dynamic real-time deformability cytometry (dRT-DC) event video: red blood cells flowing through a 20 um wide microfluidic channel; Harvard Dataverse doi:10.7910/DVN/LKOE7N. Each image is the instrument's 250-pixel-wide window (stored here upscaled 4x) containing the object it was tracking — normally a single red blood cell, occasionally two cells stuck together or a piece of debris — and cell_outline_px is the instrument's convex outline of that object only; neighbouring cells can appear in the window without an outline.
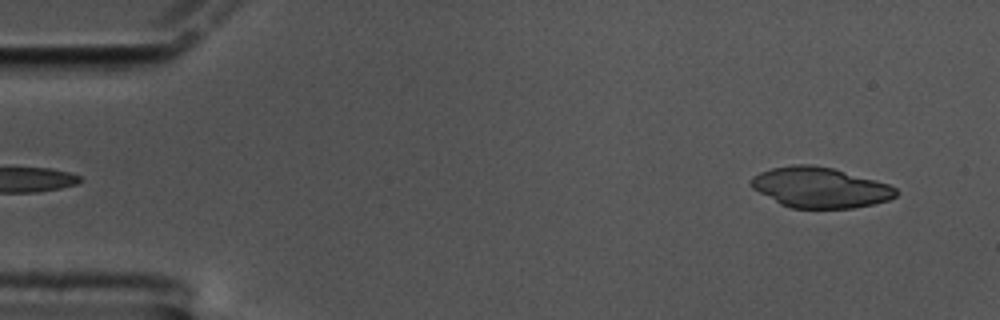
{"species": "common noctule bat (a hibernating species)", "species_latin": "Nyctalus noctula", "temperature_condition": "cold", "stored_images_in_passage": 56, "camera_frame_rate_fps": 3000, "um_per_image_px": 0.085, "animal": {"sex": "male", "body_mass_g": 17.5, "forearm_length_mm": 52.3}, "frame": {"image": 1, "passage_image": 2, "time_ms": 0.333, "image_size_px": [1000, 320], "cell_outline_px": [[896, 196], [888, 200], [872, 204], [852, 208], [792, 208], [780, 204], [752, 188], [748, 180], [752, 176], [760, 172], [772, 168], [792, 164], [812, 164], [832, 168], [876, 180], [888, 184], [896, 188]], "centroid_in_image_um": [69.66, 15.93], "position_along_channel_um": 15.3, "area_um2": 34.1}}